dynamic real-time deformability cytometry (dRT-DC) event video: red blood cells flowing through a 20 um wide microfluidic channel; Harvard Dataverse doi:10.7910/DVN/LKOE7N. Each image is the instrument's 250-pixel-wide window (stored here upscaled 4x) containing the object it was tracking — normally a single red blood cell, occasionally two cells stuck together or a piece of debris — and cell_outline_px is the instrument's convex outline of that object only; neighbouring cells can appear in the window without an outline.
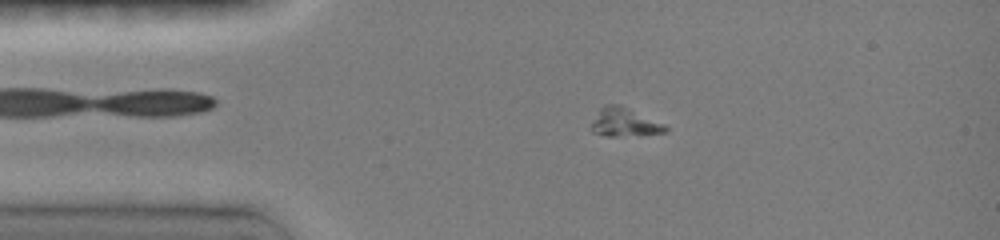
{"species": "common noctule bat (a hibernating species)", "species_latin": "Nyctalus noctula", "temperature_condition": "room temperature", "stored_images_in_passage": 78, "camera_frame_rate_fps": 3000, "um_per_image_px": 0.085, "animal": {"sex": "female", "body_mass_g": 19.0, "forearm_length_mm": 51.5}, "frame": {"image": 1, "passage_image": 12, "time_ms": 3.0, "image_size_px": [1000, 240], "cell_outline_px": [[668, 128], [664, 132], [616, 136], [608, 136], [592, 132], [592, 124], [600, 108], [608, 104], [620, 104], [664, 124]], "centroid_in_image_um": [53.06, 10.38], "position_along_channel_um": 31.9, "area_um2": 11.85}}
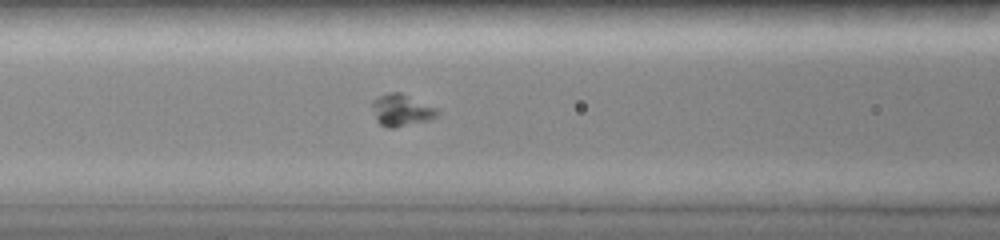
{"frame": {"image": 2, "passage_image": 30, "time_ms": 6.333, "image_size_px": [1000, 240], "cell_outline_px": [[440, 112], [436, 116], [428, 120], [392, 128], [388, 128], [380, 124], [376, 120], [372, 104], [372, 100], [388, 92], [400, 92], [436, 108]], "centroid_in_image_um": [34.1, 9.36], "position_along_channel_um": 132.5, "area_um2": 11.85}}